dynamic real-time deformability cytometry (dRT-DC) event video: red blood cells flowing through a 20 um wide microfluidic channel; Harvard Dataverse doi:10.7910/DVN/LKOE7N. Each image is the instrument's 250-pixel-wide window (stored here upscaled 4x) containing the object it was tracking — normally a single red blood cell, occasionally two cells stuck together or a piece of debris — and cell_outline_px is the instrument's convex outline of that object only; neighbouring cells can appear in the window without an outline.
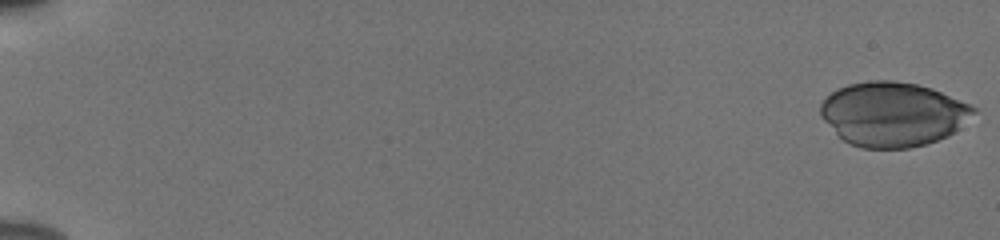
{"species": "human", "species_latin": "Homo sapiens", "temperature_condition": "cold", "stored_images_in_passage": 55, "camera_frame_rate_fps": 3000, "um_per_image_px": 0.085, "donor": {"sex": "male"}, "frame": {"image": 1, "passage_image": 1, "time_ms": 0.0, "image_size_px": [1000, 240], "cell_outline_px": [[976, 112], [948, 136], [924, 144], [908, 148], [860, 148], [844, 140], [820, 116], [820, 104], [836, 88], [848, 84], [868, 80], [892, 80], [916, 84], [932, 88], [968, 104], [976, 108]], "centroid_in_image_um": [75.87, 9.69], "position_along_channel_um": 9.1, "area_um2": 56.88}}